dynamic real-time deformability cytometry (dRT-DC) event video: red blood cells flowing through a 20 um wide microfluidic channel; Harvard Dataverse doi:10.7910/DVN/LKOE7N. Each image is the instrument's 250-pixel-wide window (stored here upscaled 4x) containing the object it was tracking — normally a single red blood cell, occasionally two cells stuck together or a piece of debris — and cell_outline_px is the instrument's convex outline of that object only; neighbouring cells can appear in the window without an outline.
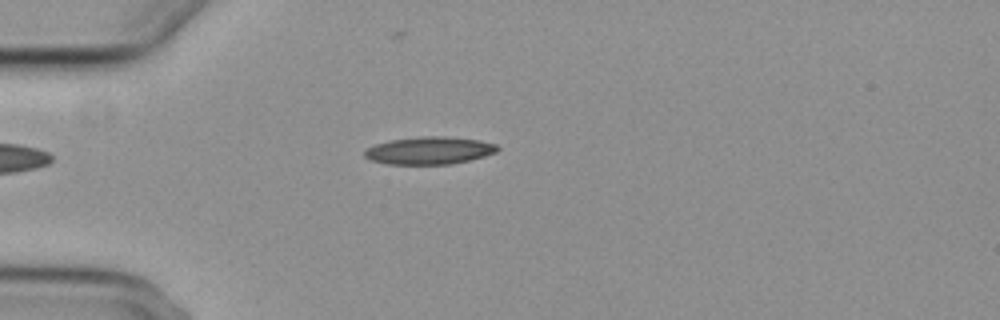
{"species": "common noctule bat (a hibernating species)", "species_latin": "Nyctalus noctula", "temperature_condition": "cold", "stored_images_in_passage": 4, "camera_frame_rate_fps": 3000, "um_per_image_px": 0.085, "animal": {"sex": "female", "body_mass_g": 29.2, "forearm_length_mm": 56.3}, "frame": {"image": 1, "passage_image": 4, "time_ms": 3.667, "image_size_px": [1000, 320], "cell_outline_px": [[500, 148], [496, 152], [484, 156], [452, 164], [388, 164], [372, 160], [364, 156], [364, 152], [368, 148], [376, 144], [392, 140], [420, 136], [444, 136], [476, 140], [496, 144]], "centroid_in_image_um": [36.5, 12.79], "position_along_channel_um": 48.5, "area_um2": 21.04}}